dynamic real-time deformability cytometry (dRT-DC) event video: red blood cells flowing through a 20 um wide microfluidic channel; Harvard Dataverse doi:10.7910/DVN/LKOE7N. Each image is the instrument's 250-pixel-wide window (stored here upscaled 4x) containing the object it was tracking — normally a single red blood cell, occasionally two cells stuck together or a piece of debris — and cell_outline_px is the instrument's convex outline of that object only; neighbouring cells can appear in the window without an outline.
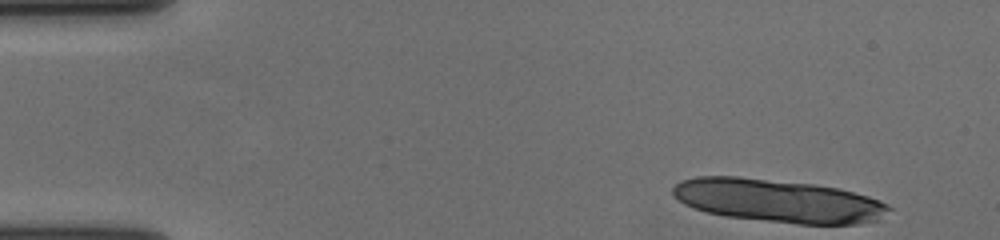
{"species": "human", "species_latin": "Homo sapiens", "temperature_condition": "cold", "stored_images_in_passage": 13, "camera_frame_rate_fps": 3000, "um_per_image_px": 0.085, "donor": {"sex": "female"}, "frame": {"image": 1, "passage_image": 1, "time_ms": 0.0, "image_size_px": [1000, 240], "cell_outline_px": [[892, 208], [876, 220], [860, 224], [796, 224], [728, 216], [704, 212], [692, 208], [684, 204], [672, 196], [672, 188], [680, 180], [696, 176], [736, 176], [816, 184], [836, 188], [868, 196], [880, 200], [888, 204]], "centroid_in_image_um": [66.09, 17.06], "position_along_channel_um": 18.9, "area_um2": 54.45}}